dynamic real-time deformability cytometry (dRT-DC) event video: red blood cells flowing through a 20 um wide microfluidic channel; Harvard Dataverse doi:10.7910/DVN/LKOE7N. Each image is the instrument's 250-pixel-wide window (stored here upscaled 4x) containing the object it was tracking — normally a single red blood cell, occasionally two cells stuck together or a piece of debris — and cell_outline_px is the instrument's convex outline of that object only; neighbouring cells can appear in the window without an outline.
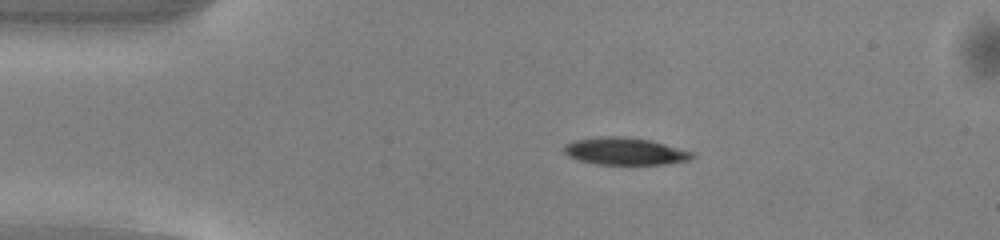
{"species": "common noctule bat (a hibernating species)", "species_latin": "Nyctalus noctula", "temperature_condition": "warm", "stored_images_in_passage": 41, "camera_frame_rate_fps": 3000, "um_per_image_px": 0.085, "animal": {"sex": "male", "body_mass_g": 13.0, "forearm_length_mm": 53.1}, "frame": {"image": 1, "passage_image": 1, "time_ms": 0.0, "image_size_px": [1000, 240], "cell_outline_px": [[696, 156], [688, 160], [664, 164], [596, 164], [580, 160], [568, 156], [564, 152], [564, 144], [572, 140], [600, 136], [628, 136], [652, 140], [696, 152]], "centroid_in_image_um": [53.15, 12.83], "position_along_channel_um": 31.9, "area_um2": 20.69}}
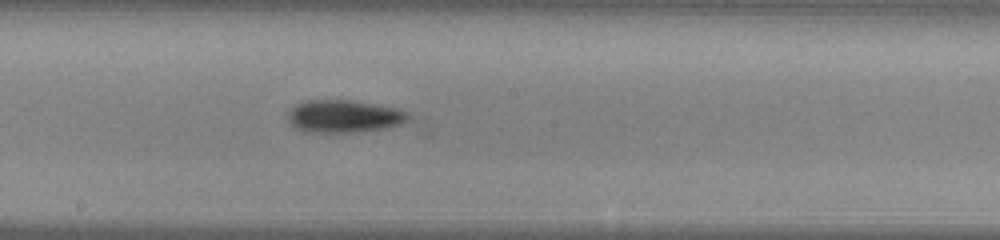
{"frame": {"image": 2, "passage_image": 18, "time_ms": 5.667, "image_size_px": [1000, 240], "cell_outline_px": [[412, 116], [404, 124], [392, 128], [360, 132], [304, 132], [296, 128], [288, 120], [288, 112], [296, 104], [308, 100], [352, 100], [400, 108], [408, 112]], "centroid_in_image_um": [29.33, 9.89], "position_along_channel_um": 218.9, "area_um2": 23.41}}
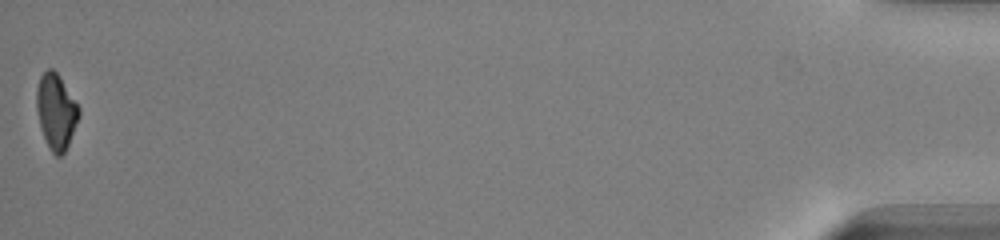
{"frame": {"image": 3, "passage_image": 41, "time_ms": 13.333, "image_size_px": [1000, 240], "cell_outline_px": [[80, 116], [68, 144], [64, 152], [60, 156], [56, 156], [48, 148], [40, 128], [36, 108], [36, 88], [40, 76], [48, 68], [52, 68], [60, 76], [80, 108]], "centroid_in_image_um": [4.75, 9.47], "position_along_channel_um": 430.4, "area_um2": 18.73}, "authors_computed_cell_mechanics": {"area_um2": 21.2704, "velocity_mm_per_s": 4.1096, "shape_relaxation_time_tau1_ms": 2.7708, "shape_relaxation_time_tau2_ms": null, "deformation_change_tau1": 0.1126, "deformation_change_tau2": null}}